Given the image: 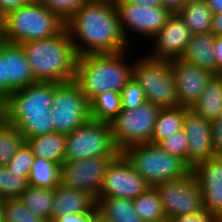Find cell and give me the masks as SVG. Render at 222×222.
I'll return each mask as SVG.
<instances>
[{
	"label": "cell",
	"instance_id": "6da1fadb",
	"mask_svg": "<svg viewBox=\"0 0 222 222\" xmlns=\"http://www.w3.org/2000/svg\"><path fill=\"white\" fill-rule=\"evenodd\" d=\"M65 27L78 56L128 51L130 46L122 33L113 0L85 3L65 23Z\"/></svg>",
	"mask_w": 222,
	"mask_h": 222
},
{
	"label": "cell",
	"instance_id": "7a4b0ae2",
	"mask_svg": "<svg viewBox=\"0 0 222 222\" xmlns=\"http://www.w3.org/2000/svg\"><path fill=\"white\" fill-rule=\"evenodd\" d=\"M55 83L35 82L14 91L6 99V120L16 126L25 139L54 133L51 109Z\"/></svg>",
	"mask_w": 222,
	"mask_h": 222
},
{
	"label": "cell",
	"instance_id": "3957f363",
	"mask_svg": "<svg viewBox=\"0 0 222 222\" xmlns=\"http://www.w3.org/2000/svg\"><path fill=\"white\" fill-rule=\"evenodd\" d=\"M36 82L75 80L78 55L65 27L54 37L21 44Z\"/></svg>",
	"mask_w": 222,
	"mask_h": 222
},
{
	"label": "cell",
	"instance_id": "277c9868",
	"mask_svg": "<svg viewBox=\"0 0 222 222\" xmlns=\"http://www.w3.org/2000/svg\"><path fill=\"white\" fill-rule=\"evenodd\" d=\"M126 52L78 56L74 81L89 102L104 92L120 93L132 79L133 64L125 63Z\"/></svg>",
	"mask_w": 222,
	"mask_h": 222
},
{
	"label": "cell",
	"instance_id": "5b68a950",
	"mask_svg": "<svg viewBox=\"0 0 222 222\" xmlns=\"http://www.w3.org/2000/svg\"><path fill=\"white\" fill-rule=\"evenodd\" d=\"M64 28L63 20L38 0H34L9 12L0 20V39L21 45L54 37Z\"/></svg>",
	"mask_w": 222,
	"mask_h": 222
},
{
	"label": "cell",
	"instance_id": "8992f818",
	"mask_svg": "<svg viewBox=\"0 0 222 222\" xmlns=\"http://www.w3.org/2000/svg\"><path fill=\"white\" fill-rule=\"evenodd\" d=\"M121 153L151 187L177 180L191 171L182 159L163 151L157 144H135L126 147Z\"/></svg>",
	"mask_w": 222,
	"mask_h": 222
},
{
	"label": "cell",
	"instance_id": "52a82bcc",
	"mask_svg": "<svg viewBox=\"0 0 222 222\" xmlns=\"http://www.w3.org/2000/svg\"><path fill=\"white\" fill-rule=\"evenodd\" d=\"M133 63V78L145 92L147 102L161 109L178 106L177 88L169 60L141 56Z\"/></svg>",
	"mask_w": 222,
	"mask_h": 222
},
{
	"label": "cell",
	"instance_id": "ba28073f",
	"mask_svg": "<svg viewBox=\"0 0 222 222\" xmlns=\"http://www.w3.org/2000/svg\"><path fill=\"white\" fill-rule=\"evenodd\" d=\"M118 148L109 122H85L66 134L65 161L82 160L98 156H119Z\"/></svg>",
	"mask_w": 222,
	"mask_h": 222
},
{
	"label": "cell",
	"instance_id": "9c48e42d",
	"mask_svg": "<svg viewBox=\"0 0 222 222\" xmlns=\"http://www.w3.org/2000/svg\"><path fill=\"white\" fill-rule=\"evenodd\" d=\"M161 108L145 102L135 109H122L110 122L114 140L123 151L126 147L152 143L153 129Z\"/></svg>",
	"mask_w": 222,
	"mask_h": 222
},
{
	"label": "cell",
	"instance_id": "30bf717a",
	"mask_svg": "<svg viewBox=\"0 0 222 222\" xmlns=\"http://www.w3.org/2000/svg\"><path fill=\"white\" fill-rule=\"evenodd\" d=\"M51 115L55 132L65 134L91 119L89 100L75 81L55 83Z\"/></svg>",
	"mask_w": 222,
	"mask_h": 222
},
{
	"label": "cell",
	"instance_id": "8fae6325",
	"mask_svg": "<svg viewBox=\"0 0 222 222\" xmlns=\"http://www.w3.org/2000/svg\"><path fill=\"white\" fill-rule=\"evenodd\" d=\"M161 199L166 220L205 210L203 194L196 178L190 171L177 180H170L154 186Z\"/></svg>",
	"mask_w": 222,
	"mask_h": 222
},
{
	"label": "cell",
	"instance_id": "7c38bea8",
	"mask_svg": "<svg viewBox=\"0 0 222 222\" xmlns=\"http://www.w3.org/2000/svg\"><path fill=\"white\" fill-rule=\"evenodd\" d=\"M118 156H98L65 161L60 166V185L87 192L96 200L109 165Z\"/></svg>",
	"mask_w": 222,
	"mask_h": 222
},
{
	"label": "cell",
	"instance_id": "4fadbf2b",
	"mask_svg": "<svg viewBox=\"0 0 222 222\" xmlns=\"http://www.w3.org/2000/svg\"><path fill=\"white\" fill-rule=\"evenodd\" d=\"M122 33L130 45L128 31L151 39L163 28L172 13L163 7H144L128 0L115 1ZM128 30V31H127ZM129 36V37H128Z\"/></svg>",
	"mask_w": 222,
	"mask_h": 222
},
{
	"label": "cell",
	"instance_id": "5bb4252c",
	"mask_svg": "<svg viewBox=\"0 0 222 222\" xmlns=\"http://www.w3.org/2000/svg\"><path fill=\"white\" fill-rule=\"evenodd\" d=\"M151 186L121 153L109 165L99 197L135 199Z\"/></svg>",
	"mask_w": 222,
	"mask_h": 222
},
{
	"label": "cell",
	"instance_id": "9a60e30c",
	"mask_svg": "<svg viewBox=\"0 0 222 222\" xmlns=\"http://www.w3.org/2000/svg\"><path fill=\"white\" fill-rule=\"evenodd\" d=\"M192 33L178 14H172L163 28L152 38L155 42L147 56L154 59H180Z\"/></svg>",
	"mask_w": 222,
	"mask_h": 222
},
{
	"label": "cell",
	"instance_id": "2e32d148",
	"mask_svg": "<svg viewBox=\"0 0 222 222\" xmlns=\"http://www.w3.org/2000/svg\"><path fill=\"white\" fill-rule=\"evenodd\" d=\"M202 191L205 209L218 220L222 218V155L200 162L191 168Z\"/></svg>",
	"mask_w": 222,
	"mask_h": 222
},
{
	"label": "cell",
	"instance_id": "e0dca14e",
	"mask_svg": "<svg viewBox=\"0 0 222 222\" xmlns=\"http://www.w3.org/2000/svg\"><path fill=\"white\" fill-rule=\"evenodd\" d=\"M177 88L178 106L191 108L213 74L181 59L170 60Z\"/></svg>",
	"mask_w": 222,
	"mask_h": 222
},
{
	"label": "cell",
	"instance_id": "ac0fdd59",
	"mask_svg": "<svg viewBox=\"0 0 222 222\" xmlns=\"http://www.w3.org/2000/svg\"><path fill=\"white\" fill-rule=\"evenodd\" d=\"M183 130L188 139V166L199 164L216 155L212 141V125L191 109L185 113Z\"/></svg>",
	"mask_w": 222,
	"mask_h": 222
},
{
	"label": "cell",
	"instance_id": "d6986e66",
	"mask_svg": "<svg viewBox=\"0 0 222 222\" xmlns=\"http://www.w3.org/2000/svg\"><path fill=\"white\" fill-rule=\"evenodd\" d=\"M0 57L4 60L6 99L16 90L35 83L27 55L20 44L0 39Z\"/></svg>",
	"mask_w": 222,
	"mask_h": 222
},
{
	"label": "cell",
	"instance_id": "ffe728a7",
	"mask_svg": "<svg viewBox=\"0 0 222 222\" xmlns=\"http://www.w3.org/2000/svg\"><path fill=\"white\" fill-rule=\"evenodd\" d=\"M96 206L97 200L89 193L59 184L54 188L51 222L66 214L91 212Z\"/></svg>",
	"mask_w": 222,
	"mask_h": 222
},
{
	"label": "cell",
	"instance_id": "44dd1931",
	"mask_svg": "<svg viewBox=\"0 0 222 222\" xmlns=\"http://www.w3.org/2000/svg\"><path fill=\"white\" fill-rule=\"evenodd\" d=\"M214 43L215 35L212 32L192 34L180 59L187 63L194 64L213 75H217Z\"/></svg>",
	"mask_w": 222,
	"mask_h": 222
},
{
	"label": "cell",
	"instance_id": "7402d4cb",
	"mask_svg": "<svg viewBox=\"0 0 222 222\" xmlns=\"http://www.w3.org/2000/svg\"><path fill=\"white\" fill-rule=\"evenodd\" d=\"M190 109L210 123L222 114V79L220 75L211 77L199 99Z\"/></svg>",
	"mask_w": 222,
	"mask_h": 222
},
{
	"label": "cell",
	"instance_id": "603a6c76",
	"mask_svg": "<svg viewBox=\"0 0 222 222\" xmlns=\"http://www.w3.org/2000/svg\"><path fill=\"white\" fill-rule=\"evenodd\" d=\"M35 158L45 159L61 166L65 162V133H48L26 139Z\"/></svg>",
	"mask_w": 222,
	"mask_h": 222
},
{
	"label": "cell",
	"instance_id": "cb8c5ba5",
	"mask_svg": "<svg viewBox=\"0 0 222 222\" xmlns=\"http://www.w3.org/2000/svg\"><path fill=\"white\" fill-rule=\"evenodd\" d=\"M96 207L110 222H143L134 210L131 199L98 197Z\"/></svg>",
	"mask_w": 222,
	"mask_h": 222
},
{
	"label": "cell",
	"instance_id": "d4e9b609",
	"mask_svg": "<svg viewBox=\"0 0 222 222\" xmlns=\"http://www.w3.org/2000/svg\"><path fill=\"white\" fill-rule=\"evenodd\" d=\"M178 14L192 34L211 32L213 12L206 0H189Z\"/></svg>",
	"mask_w": 222,
	"mask_h": 222
},
{
	"label": "cell",
	"instance_id": "484cf974",
	"mask_svg": "<svg viewBox=\"0 0 222 222\" xmlns=\"http://www.w3.org/2000/svg\"><path fill=\"white\" fill-rule=\"evenodd\" d=\"M53 197L54 188H41L28 185L19 199L33 215L39 216L46 222H51Z\"/></svg>",
	"mask_w": 222,
	"mask_h": 222
},
{
	"label": "cell",
	"instance_id": "4316f807",
	"mask_svg": "<svg viewBox=\"0 0 222 222\" xmlns=\"http://www.w3.org/2000/svg\"><path fill=\"white\" fill-rule=\"evenodd\" d=\"M188 110L189 108L181 106L161 109L154 125L152 143L158 144L175 132L182 130L185 113Z\"/></svg>",
	"mask_w": 222,
	"mask_h": 222
},
{
	"label": "cell",
	"instance_id": "83f0119b",
	"mask_svg": "<svg viewBox=\"0 0 222 222\" xmlns=\"http://www.w3.org/2000/svg\"><path fill=\"white\" fill-rule=\"evenodd\" d=\"M134 210L143 222H168L163 205L154 187L133 199Z\"/></svg>",
	"mask_w": 222,
	"mask_h": 222
},
{
	"label": "cell",
	"instance_id": "f1b7e54d",
	"mask_svg": "<svg viewBox=\"0 0 222 222\" xmlns=\"http://www.w3.org/2000/svg\"><path fill=\"white\" fill-rule=\"evenodd\" d=\"M89 105L91 119L110 123L122 110L121 94L113 91L101 93Z\"/></svg>",
	"mask_w": 222,
	"mask_h": 222
},
{
	"label": "cell",
	"instance_id": "f546056e",
	"mask_svg": "<svg viewBox=\"0 0 222 222\" xmlns=\"http://www.w3.org/2000/svg\"><path fill=\"white\" fill-rule=\"evenodd\" d=\"M28 184L34 187L55 188L60 184V166L45 159L35 158L28 176Z\"/></svg>",
	"mask_w": 222,
	"mask_h": 222
},
{
	"label": "cell",
	"instance_id": "4dcf8cb0",
	"mask_svg": "<svg viewBox=\"0 0 222 222\" xmlns=\"http://www.w3.org/2000/svg\"><path fill=\"white\" fill-rule=\"evenodd\" d=\"M25 142L18 128L5 120L0 125V167H5Z\"/></svg>",
	"mask_w": 222,
	"mask_h": 222
},
{
	"label": "cell",
	"instance_id": "1f68e13d",
	"mask_svg": "<svg viewBox=\"0 0 222 222\" xmlns=\"http://www.w3.org/2000/svg\"><path fill=\"white\" fill-rule=\"evenodd\" d=\"M28 185L26 172L9 170L6 166L0 167V201L20 198Z\"/></svg>",
	"mask_w": 222,
	"mask_h": 222
},
{
	"label": "cell",
	"instance_id": "d6a6232c",
	"mask_svg": "<svg viewBox=\"0 0 222 222\" xmlns=\"http://www.w3.org/2000/svg\"><path fill=\"white\" fill-rule=\"evenodd\" d=\"M4 222H46L39 216L33 215L19 198L0 201Z\"/></svg>",
	"mask_w": 222,
	"mask_h": 222
},
{
	"label": "cell",
	"instance_id": "836d02e7",
	"mask_svg": "<svg viewBox=\"0 0 222 222\" xmlns=\"http://www.w3.org/2000/svg\"><path fill=\"white\" fill-rule=\"evenodd\" d=\"M163 151L179 157L188 165V139L184 130H180L157 144Z\"/></svg>",
	"mask_w": 222,
	"mask_h": 222
},
{
	"label": "cell",
	"instance_id": "e575fe53",
	"mask_svg": "<svg viewBox=\"0 0 222 222\" xmlns=\"http://www.w3.org/2000/svg\"><path fill=\"white\" fill-rule=\"evenodd\" d=\"M65 23L85 3L91 0H38Z\"/></svg>",
	"mask_w": 222,
	"mask_h": 222
},
{
	"label": "cell",
	"instance_id": "d590c367",
	"mask_svg": "<svg viewBox=\"0 0 222 222\" xmlns=\"http://www.w3.org/2000/svg\"><path fill=\"white\" fill-rule=\"evenodd\" d=\"M120 94L122 109H135L147 102L144 90L133 77Z\"/></svg>",
	"mask_w": 222,
	"mask_h": 222
},
{
	"label": "cell",
	"instance_id": "8d00e7d4",
	"mask_svg": "<svg viewBox=\"0 0 222 222\" xmlns=\"http://www.w3.org/2000/svg\"><path fill=\"white\" fill-rule=\"evenodd\" d=\"M35 156L32 153L31 148L25 142L21 148L14 154L12 159L6 165L9 170L16 172H26L29 176Z\"/></svg>",
	"mask_w": 222,
	"mask_h": 222
},
{
	"label": "cell",
	"instance_id": "74e56055",
	"mask_svg": "<svg viewBox=\"0 0 222 222\" xmlns=\"http://www.w3.org/2000/svg\"><path fill=\"white\" fill-rule=\"evenodd\" d=\"M168 222H219V220L205 209L188 215L172 217Z\"/></svg>",
	"mask_w": 222,
	"mask_h": 222
},
{
	"label": "cell",
	"instance_id": "f35d334b",
	"mask_svg": "<svg viewBox=\"0 0 222 222\" xmlns=\"http://www.w3.org/2000/svg\"><path fill=\"white\" fill-rule=\"evenodd\" d=\"M211 125L214 150L216 155H222V114Z\"/></svg>",
	"mask_w": 222,
	"mask_h": 222
},
{
	"label": "cell",
	"instance_id": "ab89813d",
	"mask_svg": "<svg viewBox=\"0 0 222 222\" xmlns=\"http://www.w3.org/2000/svg\"><path fill=\"white\" fill-rule=\"evenodd\" d=\"M34 0H0V20L9 12Z\"/></svg>",
	"mask_w": 222,
	"mask_h": 222
},
{
	"label": "cell",
	"instance_id": "60d3db41",
	"mask_svg": "<svg viewBox=\"0 0 222 222\" xmlns=\"http://www.w3.org/2000/svg\"><path fill=\"white\" fill-rule=\"evenodd\" d=\"M55 222H94V210L87 213L66 214Z\"/></svg>",
	"mask_w": 222,
	"mask_h": 222
},
{
	"label": "cell",
	"instance_id": "b9f144b4",
	"mask_svg": "<svg viewBox=\"0 0 222 222\" xmlns=\"http://www.w3.org/2000/svg\"><path fill=\"white\" fill-rule=\"evenodd\" d=\"M189 0H161L162 7L172 14L179 13Z\"/></svg>",
	"mask_w": 222,
	"mask_h": 222
},
{
	"label": "cell",
	"instance_id": "7bdbcfd3",
	"mask_svg": "<svg viewBox=\"0 0 222 222\" xmlns=\"http://www.w3.org/2000/svg\"><path fill=\"white\" fill-rule=\"evenodd\" d=\"M214 54L217 61V75L222 73V36H215Z\"/></svg>",
	"mask_w": 222,
	"mask_h": 222
},
{
	"label": "cell",
	"instance_id": "ee69618b",
	"mask_svg": "<svg viewBox=\"0 0 222 222\" xmlns=\"http://www.w3.org/2000/svg\"><path fill=\"white\" fill-rule=\"evenodd\" d=\"M211 32L215 36H222V13L213 14Z\"/></svg>",
	"mask_w": 222,
	"mask_h": 222
},
{
	"label": "cell",
	"instance_id": "f6af8a7d",
	"mask_svg": "<svg viewBox=\"0 0 222 222\" xmlns=\"http://www.w3.org/2000/svg\"><path fill=\"white\" fill-rule=\"evenodd\" d=\"M0 98L6 100V79H4V60L0 57Z\"/></svg>",
	"mask_w": 222,
	"mask_h": 222
},
{
	"label": "cell",
	"instance_id": "bcb514c9",
	"mask_svg": "<svg viewBox=\"0 0 222 222\" xmlns=\"http://www.w3.org/2000/svg\"><path fill=\"white\" fill-rule=\"evenodd\" d=\"M132 4L141 5L144 7L156 8L162 7L161 0H128Z\"/></svg>",
	"mask_w": 222,
	"mask_h": 222
},
{
	"label": "cell",
	"instance_id": "7dc6e473",
	"mask_svg": "<svg viewBox=\"0 0 222 222\" xmlns=\"http://www.w3.org/2000/svg\"><path fill=\"white\" fill-rule=\"evenodd\" d=\"M213 14L222 13V0H206Z\"/></svg>",
	"mask_w": 222,
	"mask_h": 222
},
{
	"label": "cell",
	"instance_id": "c3c4849f",
	"mask_svg": "<svg viewBox=\"0 0 222 222\" xmlns=\"http://www.w3.org/2000/svg\"><path fill=\"white\" fill-rule=\"evenodd\" d=\"M6 120V100L0 98V125Z\"/></svg>",
	"mask_w": 222,
	"mask_h": 222
},
{
	"label": "cell",
	"instance_id": "681fc988",
	"mask_svg": "<svg viewBox=\"0 0 222 222\" xmlns=\"http://www.w3.org/2000/svg\"><path fill=\"white\" fill-rule=\"evenodd\" d=\"M94 222H110L106 218H104L99 212L97 207L94 209Z\"/></svg>",
	"mask_w": 222,
	"mask_h": 222
},
{
	"label": "cell",
	"instance_id": "f907efd6",
	"mask_svg": "<svg viewBox=\"0 0 222 222\" xmlns=\"http://www.w3.org/2000/svg\"><path fill=\"white\" fill-rule=\"evenodd\" d=\"M0 222H4V219H3V215H2V211L0 209Z\"/></svg>",
	"mask_w": 222,
	"mask_h": 222
}]
</instances>
